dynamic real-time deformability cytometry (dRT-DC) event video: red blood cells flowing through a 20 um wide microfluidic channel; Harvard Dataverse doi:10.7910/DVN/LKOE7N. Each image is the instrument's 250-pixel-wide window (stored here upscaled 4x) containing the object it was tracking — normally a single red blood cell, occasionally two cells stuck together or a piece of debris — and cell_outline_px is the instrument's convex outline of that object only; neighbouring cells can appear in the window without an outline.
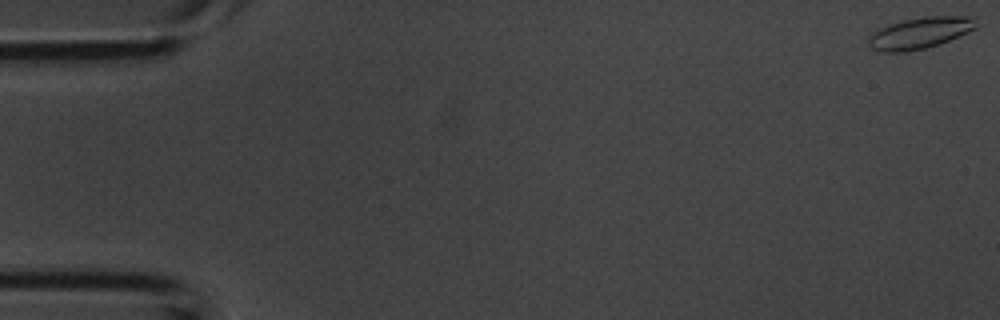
{"species": "common noctule bat (a hibernating species)", "species_latin": "Nyctalus noctula", "temperature_condition": "room temperature", "stored_images_in_passage": 4, "segment_of_instrument_passage": [2, 2], "camera_frame_rate_fps": 3000, "um_per_image_px": 0.085, "animal": {"sex": "male", "body_mass_g": 20.1, "forearm_length_mm": 53.5}, "frame": {"image": 1, "passage_image": 4, "time_ms": 1.0, "image_size_px": [1000, 320], "cell_outline_px": [[984, 24], [976, 28], [940, 44], [924, 48], [904, 52], [876, 52], [868, 48], [868, 36], [876, 28], [888, 24], [904, 20], [924, 16], [976, 16]], "centroid_in_image_um": [78.21, 2.79], "position_along_channel_um": 6.8, "area_um2": 20.4}}